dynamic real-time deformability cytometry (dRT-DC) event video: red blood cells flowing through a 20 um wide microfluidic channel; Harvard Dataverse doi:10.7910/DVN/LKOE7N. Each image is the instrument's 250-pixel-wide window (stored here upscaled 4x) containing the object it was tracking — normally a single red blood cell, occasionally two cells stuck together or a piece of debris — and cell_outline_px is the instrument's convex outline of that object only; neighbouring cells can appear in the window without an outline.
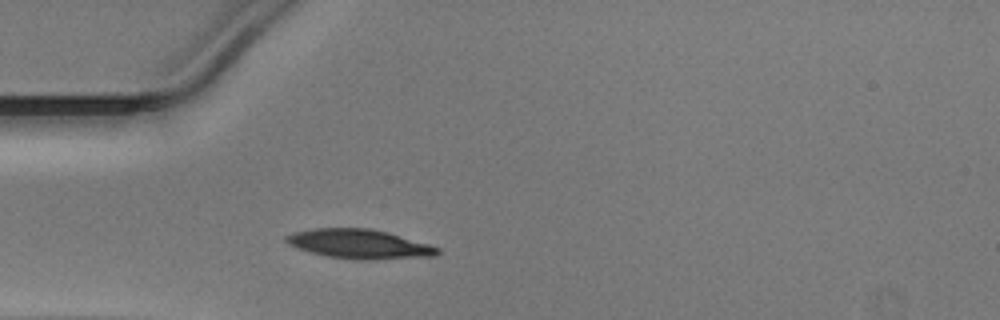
{"species": "Egyptian fruit bat (a non-hibernating species)", "species_latin": "Rousettus aegyptiacus", "temperature_condition": "warm", "stored_images_in_passage": 28, "camera_frame_rate_fps": 3000, "um_per_image_px": 0.085, "animal": {"sex": "male"}, "frame": {"image": 1, "passage_image": 1, "time_ms": 0.0, "image_size_px": [1000, 320], "cell_outline_px": [[440, 252], [436, 256], [328, 256], [296, 248], [288, 244], [284, 240], [284, 236], [292, 232], [312, 228], [372, 228], [388, 232], [428, 244], [440, 248]], "centroid_in_image_um": [30.42, 20.65], "position_along_channel_um": 54.6, "area_um2": 24.28}}
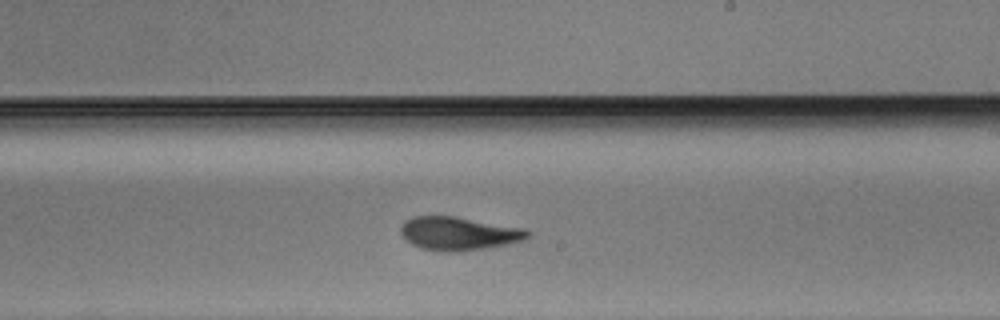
{"frame": {"image": 2, "passage_image": 16, "time_ms": 5.0, "image_size_px": [1000, 320], "cell_outline_px": [[532, 236], [528, 240], [484, 248], [448, 252], [420, 248], [412, 244], [400, 232], [400, 228], [404, 220], [412, 216], [452, 216], [524, 228], [532, 232]], "centroid_in_image_um": [39.03, 19.84], "position_along_channel_um": 250.0, "area_um2": 24.62}}
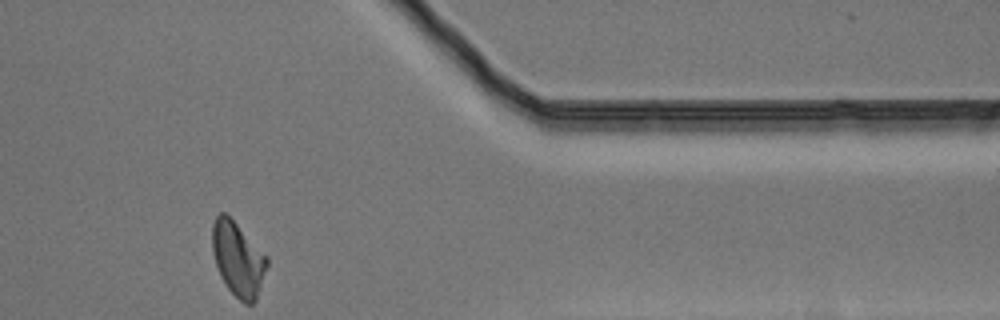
{"frame": {"image": 3, "passage_image": 28, "time_ms": 9.0, "image_size_px": [1000, 320], "cell_outline_px": [[268, 264], [256, 300], [252, 304], [244, 304], [228, 288], [220, 276], [212, 252], [212, 224], [216, 216], [220, 212], [224, 212], [268, 256]], "centroid_in_image_um": [20.22, 22.02], "position_along_channel_um": 391.2, "area_um2": 23.47}}